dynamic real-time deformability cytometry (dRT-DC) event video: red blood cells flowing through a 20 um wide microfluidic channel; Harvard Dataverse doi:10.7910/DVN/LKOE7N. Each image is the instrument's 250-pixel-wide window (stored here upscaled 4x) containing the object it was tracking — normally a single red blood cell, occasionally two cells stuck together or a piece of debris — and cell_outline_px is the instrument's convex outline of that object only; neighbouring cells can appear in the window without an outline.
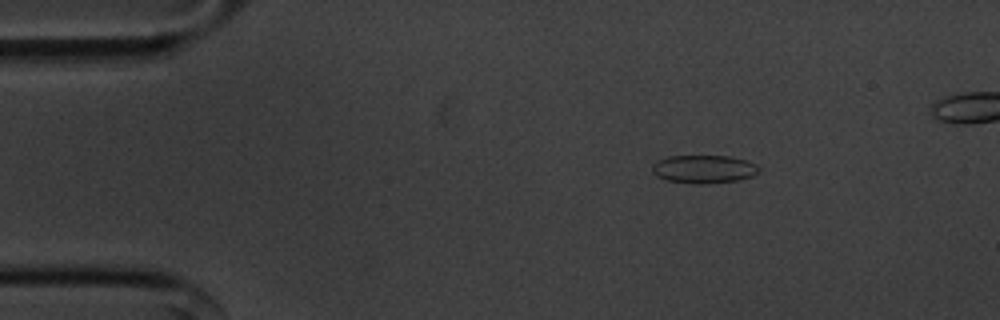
{"species": "common noctule bat (a hibernating species)", "species_latin": "Nyctalus noctula", "temperature_condition": "cold", "stored_images_in_passage": 50, "camera_frame_rate_fps": 3000, "um_per_image_px": 0.085, "animal": {"sex": "male", "body_mass_g": 20.1, "forearm_length_mm": 53.5}, "frame": {"image": 1, "passage_image": 6, "time_ms": 1.667, "image_size_px": [1000, 320], "cell_outline_px": [[760, 172], [752, 176], [736, 180], [704, 184], [696, 184], [668, 180], [656, 176], [652, 172], [652, 164], [656, 160], [668, 156], [728, 156], [748, 160], [756, 164], [760, 168]], "centroid_in_image_um": [59.82, 14.36], "position_along_channel_um": 25.2, "area_um2": 17.63}}
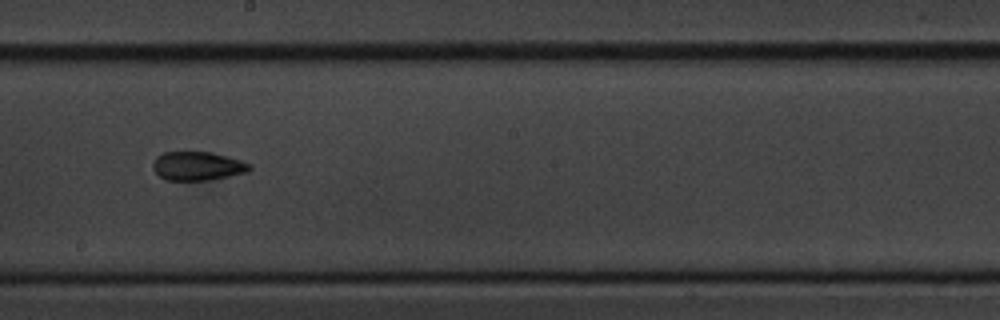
{"frame": {"image": 2, "passage_image": 28, "time_ms": 9.0, "image_size_px": [1000, 320], "cell_outline_px": [[252, 168], [248, 172], [212, 180], [164, 180], [152, 168], [152, 164], [156, 156], [164, 152], [212, 152], [240, 160], [252, 164]], "centroid_in_image_um": [16.8, 14.12], "position_along_channel_um": 231.4, "area_um2": 16.36}}
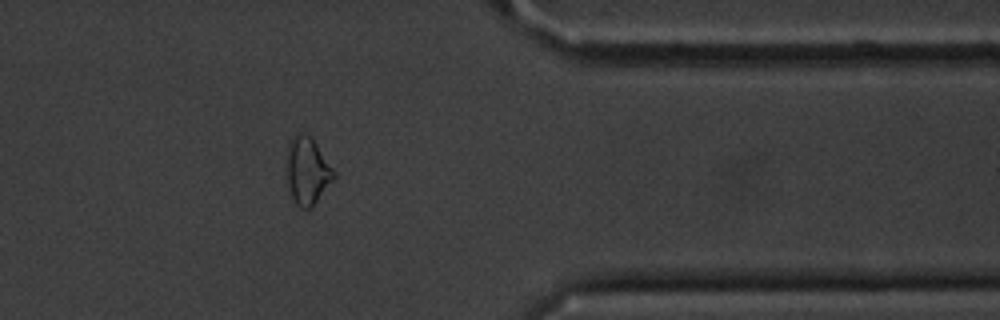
{"frame": {"image": 3, "passage_image": 42, "time_ms": 13.667, "image_size_px": [1000, 320], "cell_outline_px": [[336, 180], [312, 208], [300, 208], [296, 204], [288, 188], [288, 140], [292, 136], [300, 132], [304, 132], [312, 136], [336, 172]], "centroid_in_image_um": [26.18, 14.52], "position_along_channel_um": 385.2, "area_um2": 18.96}, "authors_computed_cell_mechanics": {"area_um2": 16.6464, "velocity_mm_per_s": 3.6284, "shape_relaxation_time_tau1_ms": 5.2616, "shape_relaxation_time_tau2_ms": 3.6652, "deformation_change_tau1": 0.1105, "deformation_change_tau2": 0.1011}}